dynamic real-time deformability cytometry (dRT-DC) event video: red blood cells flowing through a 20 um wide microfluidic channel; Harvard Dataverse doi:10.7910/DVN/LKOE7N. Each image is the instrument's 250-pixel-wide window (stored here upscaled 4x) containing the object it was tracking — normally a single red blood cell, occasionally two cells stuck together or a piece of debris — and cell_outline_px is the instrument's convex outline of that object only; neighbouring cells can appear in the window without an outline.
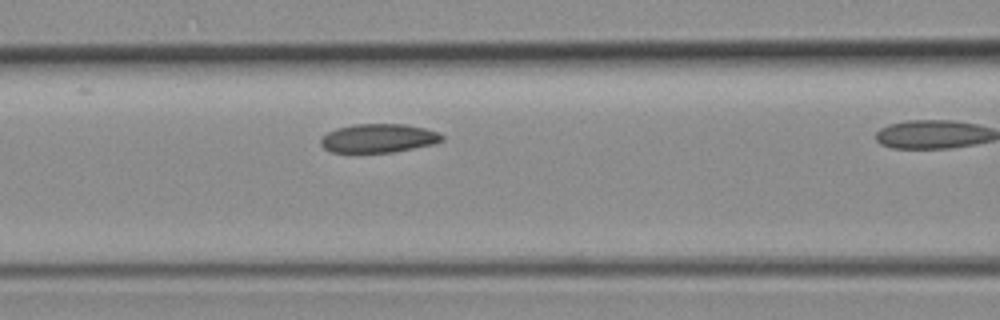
{"species": "common noctule bat (a hibernating species)", "species_latin": "Nyctalus noctula", "temperature_condition": "room temperature", "stored_images_in_passage": 8, "camera_frame_rate_fps": 3000, "um_per_image_px": 0.085, "animal": {"sex": "female", "body_mass_g": 19.3, "forearm_length_mm": 54.1}, "frame": {"image": 1, "passage_image": 6, "time_ms": 6.667, "image_size_px": [1000, 320], "cell_outline_px": [[444, 140], [436, 144], [396, 152], [332, 152], [324, 148], [320, 144], [320, 140], [328, 132], [336, 128], [352, 124], [404, 124], [424, 128], [436, 132], [444, 136]], "centroid_in_image_um": [32.2, 11.75], "position_along_channel_um": 134.4, "area_um2": 20.4}}
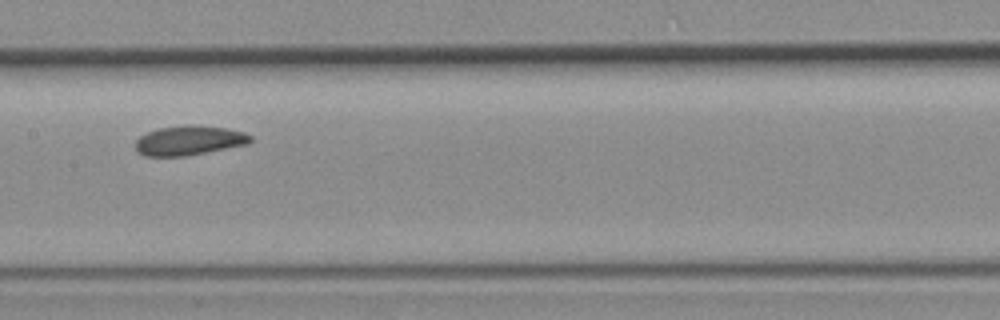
{"frame": {"image": 2, "passage_image": 8, "time_ms": 9.0, "image_size_px": [1000, 320], "cell_outline_px": [[252, 140], [248, 144], [184, 156], [144, 156], [136, 152], [136, 140], [140, 136], [148, 132], [160, 128], [188, 124], [192, 124], [224, 128], [244, 132], [252, 136]], "centroid_in_image_um": [16.06, 11.94], "position_along_channel_um": 191.3, "area_um2": 19.71}}